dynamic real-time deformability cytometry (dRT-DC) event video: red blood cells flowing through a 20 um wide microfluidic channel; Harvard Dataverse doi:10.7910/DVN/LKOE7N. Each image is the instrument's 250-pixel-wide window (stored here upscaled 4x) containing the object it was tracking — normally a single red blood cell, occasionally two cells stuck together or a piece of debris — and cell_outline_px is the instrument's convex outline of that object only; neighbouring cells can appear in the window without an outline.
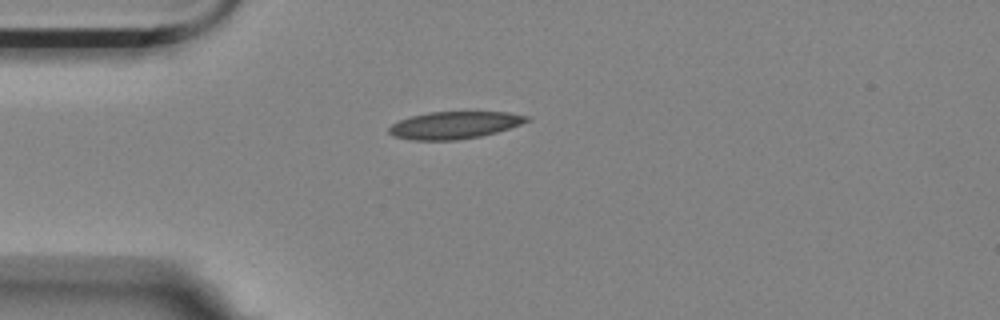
{"species": "Egyptian fruit bat (a non-hibernating species)", "species_latin": "Rousettus aegyptiacus", "temperature_condition": "room temperature", "stored_images_in_passage": 2, "camera_frame_rate_fps": 3000, "um_per_image_px": 0.085, "animal": {"sex": "female"}, "frame": {"image": 1, "passage_image": 2, "time_ms": 0.333, "image_size_px": [1000, 320], "cell_outline_px": [[532, 116], [528, 120], [520, 124], [496, 132], [480, 136], [456, 140], [412, 140], [392, 136], [388, 132], [388, 128], [392, 124], [400, 120], [412, 116], [428, 112], [508, 112]], "centroid_in_image_um": [38.61, 10.63], "position_along_channel_um": 46.4, "area_um2": 21.79}}